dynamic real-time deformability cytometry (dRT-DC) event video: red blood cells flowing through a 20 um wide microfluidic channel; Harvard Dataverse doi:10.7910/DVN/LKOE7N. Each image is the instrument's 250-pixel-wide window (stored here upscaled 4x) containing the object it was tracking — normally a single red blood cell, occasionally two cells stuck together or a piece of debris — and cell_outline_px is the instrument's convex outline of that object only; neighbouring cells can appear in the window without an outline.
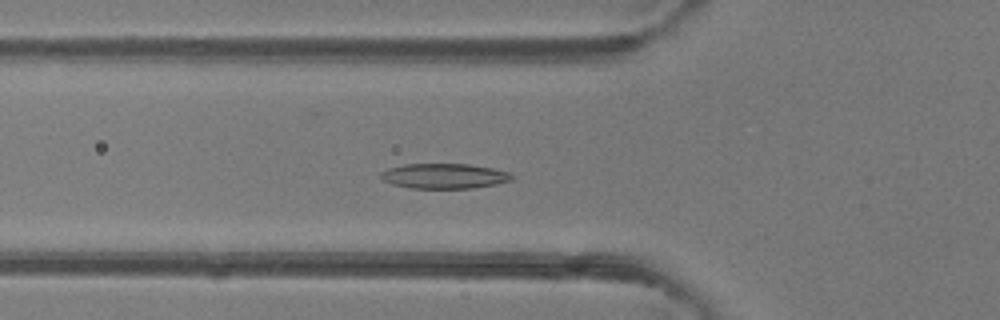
{"species": "common noctule bat (a hibernating species)", "species_latin": "Nyctalus noctula", "temperature_condition": "room temperature", "stored_images_in_passage": 49, "camera_frame_rate_fps": 3000, "um_per_image_px": 0.085, "animal": {"sex": "female"}, "frame": {"image": 1, "passage_image": 17, "time_ms": 5.333, "image_size_px": [1000, 320], "cell_outline_px": [[516, 176], [512, 180], [496, 184], [472, 188], [412, 188], [392, 184], [384, 180], [380, 176], [380, 172], [388, 168], [404, 164], [468, 164], [492, 168], [508, 172]], "centroid_in_image_um": [37.77, 14.96], "position_along_channel_um": 88.0, "area_um2": 19.13}}
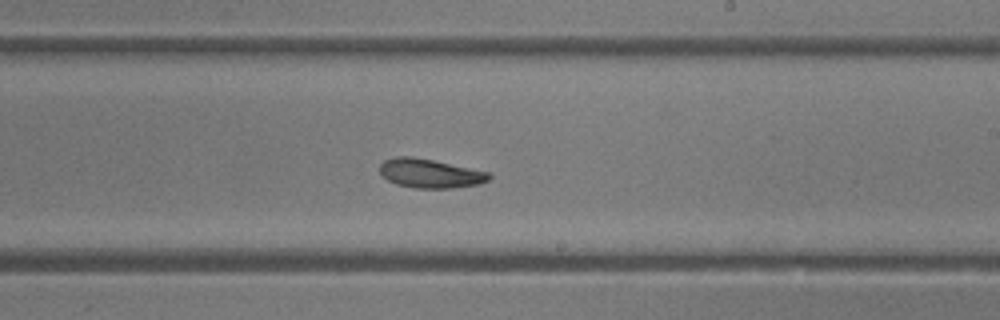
{"frame": {"image": 2, "passage_image": 29, "time_ms": 9.333, "image_size_px": [1000, 320], "cell_outline_px": [[492, 176], [488, 180], [480, 184], [452, 188], [416, 188], [396, 184], [388, 180], [380, 172], [380, 164], [384, 160], [396, 156], [412, 156], [432, 160], [488, 172]], "centroid_in_image_um": [36.54, 14.74], "position_along_channel_um": 252.5, "area_um2": 18.32}}
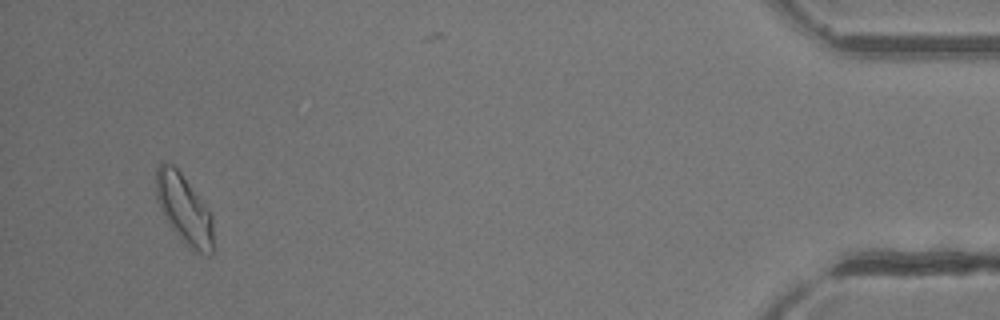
{"frame": {"image": 3, "passage_image": 47, "time_ms": 15.333, "image_size_px": [1000, 320], "cell_outline_px": [[216, 248], [212, 256], [208, 256], [196, 252], [184, 244], [172, 228], [160, 208], [156, 196], [156, 168], [160, 164], [172, 164], [180, 172], [208, 208], [212, 216]], "centroid_in_image_um": [15.72, 17.88], "position_along_channel_um": 419.5, "area_um2": 23.41}, "authors_computed_cell_mechanics": {"area_um2": 19.8832, "velocity_mm_per_s": 4.0989, "shape_relaxation_time_tau1_ms": 3.4198, "shape_relaxation_time_tau2_ms": 3.8359, "deformation_change_tau1": 0.1178, "deformation_change_tau2": 0.0891}}